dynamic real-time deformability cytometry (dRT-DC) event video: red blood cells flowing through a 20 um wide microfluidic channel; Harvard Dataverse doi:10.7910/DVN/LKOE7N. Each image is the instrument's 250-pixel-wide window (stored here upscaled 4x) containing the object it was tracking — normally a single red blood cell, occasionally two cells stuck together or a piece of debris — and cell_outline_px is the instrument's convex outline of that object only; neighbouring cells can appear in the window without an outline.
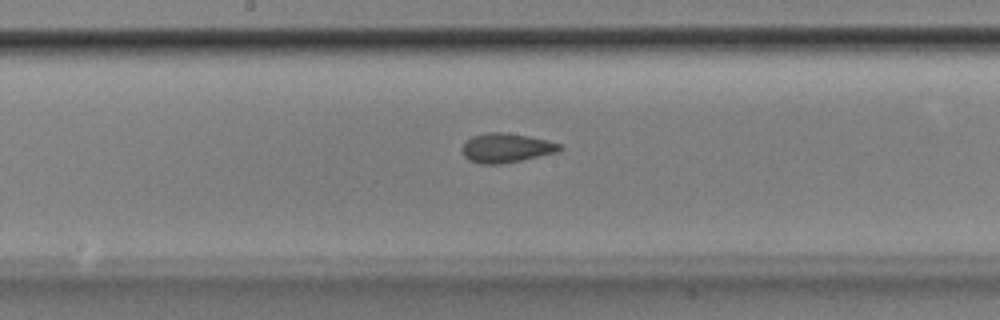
{"species": "Egyptian fruit bat (a non-hibernating species)", "species_latin": "Rousettus aegyptiacus", "temperature_condition": "room temperature", "stored_images_in_passage": 37, "camera_frame_rate_fps": 3000, "um_per_image_px": 0.085, "animal": {"sex": "male"}, "frame": {"image": 1, "passage_image": 12, "time_ms": 3.667, "image_size_px": [1000, 320], "cell_outline_px": [[564, 148], [560, 152], [500, 164], [480, 164], [468, 160], [464, 156], [460, 148], [472, 136], [488, 132], [504, 132], [528, 136], [548, 140], [560, 144]], "centroid_in_image_um": [43.04, 12.57], "position_along_channel_um": 205.2, "area_um2": 16.76}}
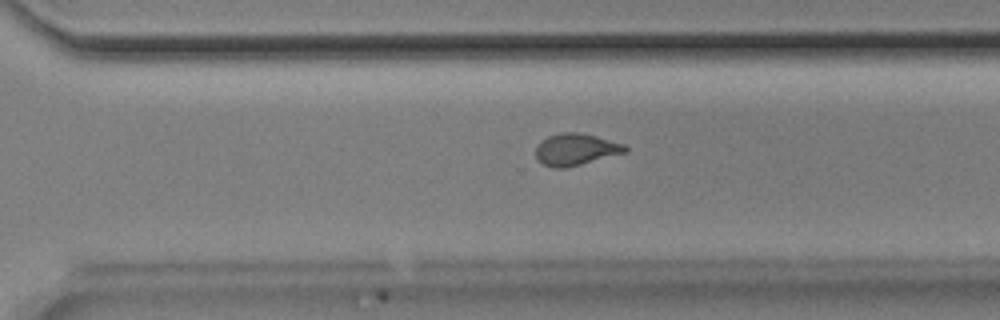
{"frame": {"image": 2, "passage_image": 21, "time_ms": 6.667, "image_size_px": [1000, 320], "cell_outline_px": [[628, 152], [568, 168], [552, 168], [544, 164], [536, 156], [536, 144], [540, 140], [548, 136], [564, 132], [576, 132], [596, 136], [624, 144], [628, 148]], "centroid_in_image_um": [48.95, 12.71], "position_along_channel_um": 321.7, "area_um2": 16.7}}
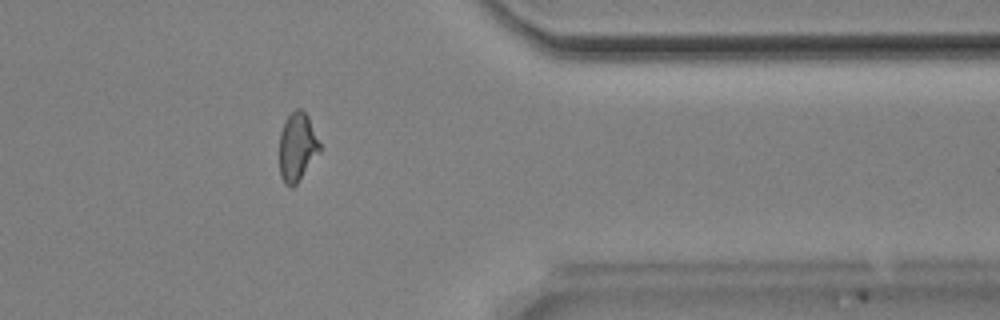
{"frame": {"image": 3, "passage_image": 27, "time_ms": 8.667, "image_size_px": [1000, 320], "cell_outline_px": [[320, 152], [296, 184], [292, 188], [288, 188], [284, 184], [280, 176], [280, 132], [288, 116], [296, 108], [300, 108], [308, 116], [320, 144]], "centroid_in_image_um": [25.25, 12.52], "position_along_channel_um": 386.1, "area_um2": 16.01}, "authors_computed_cell_mechanics": {"area_um2": 16.473, "velocity_mm_per_s": 3.9055, "shape_relaxation_time_tau1_ms": null, "shape_relaxation_time_tau2_ms": 1.3553, "deformation_change_tau1": null, "deformation_change_tau2": 0.0564}}